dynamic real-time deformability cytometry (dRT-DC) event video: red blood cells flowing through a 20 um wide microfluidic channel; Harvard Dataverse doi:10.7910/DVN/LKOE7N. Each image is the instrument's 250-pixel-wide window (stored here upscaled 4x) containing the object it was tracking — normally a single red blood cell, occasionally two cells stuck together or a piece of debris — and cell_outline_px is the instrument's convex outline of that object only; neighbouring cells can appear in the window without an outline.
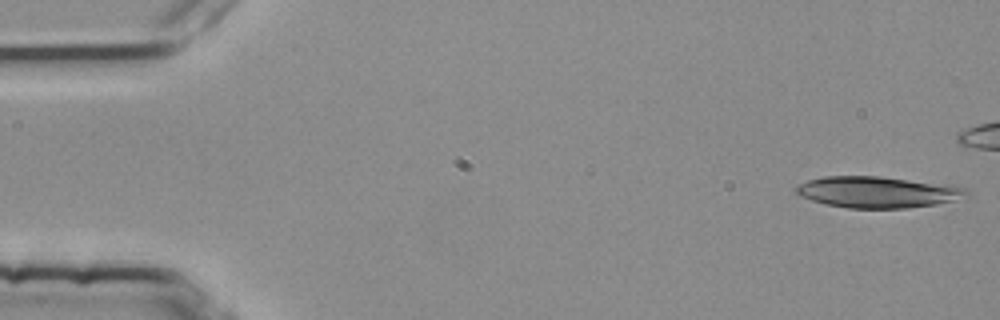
{"species": "common noctule bat (a hibernating species)", "species_latin": "Nyctalus noctula", "temperature_condition": "room temperature", "stored_images_in_passage": 16, "camera_frame_rate_fps": 3000, "um_per_image_px": 0.085, "animal": {"sex": "female", "body_mass_g": 25.1}, "frame": {"image": 1, "passage_image": 1, "time_ms": 0.0, "image_size_px": [1000, 320], "cell_outline_px": [[968, 192], [952, 200], [936, 204], [908, 208], [848, 208], [824, 204], [800, 196], [796, 192], [796, 184], [808, 180], [824, 176], [880, 176], [968, 188]], "centroid_in_image_um": [74.47, 16.33], "position_along_channel_um": 10.5, "area_um2": 30.58}}